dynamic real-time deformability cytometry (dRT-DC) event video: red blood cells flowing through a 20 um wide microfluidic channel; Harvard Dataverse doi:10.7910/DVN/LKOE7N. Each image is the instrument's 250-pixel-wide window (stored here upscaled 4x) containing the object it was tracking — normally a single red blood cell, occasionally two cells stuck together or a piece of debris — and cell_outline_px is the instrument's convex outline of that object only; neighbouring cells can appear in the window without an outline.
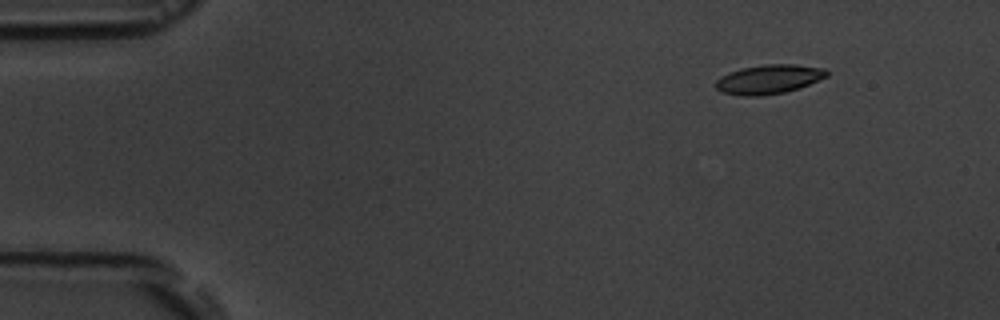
{"species": "common noctule bat (a hibernating species)", "species_latin": "Nyctalus noctula", "temperature_condition": "room temperature", "stored_images_in_passage": 6, "camera_frame_rate_fps": 3000, "um_per_image_px": 0.085, "animal": {"sex": "male", "body_mass_g": 19.5, "forearm_length_mm": 54.6}, "frame": {"image": 1, "passage_image": 2, "time_ms": 1.333, "image_size_px": [1000, 320], "cell_outline_px": [[828, 76], [800, 88], [784, 92], [764, 96], [740, 96], [720, 92], [716, 88], [716, 80], [720, 76], [744, 68], [764, 64], [796, 64], [824, 68], [828, 72]], "centroid_in_image_um": [65.36, 6.75], "position_along_channel_um": 19.6, "area_um2": 18.96}}
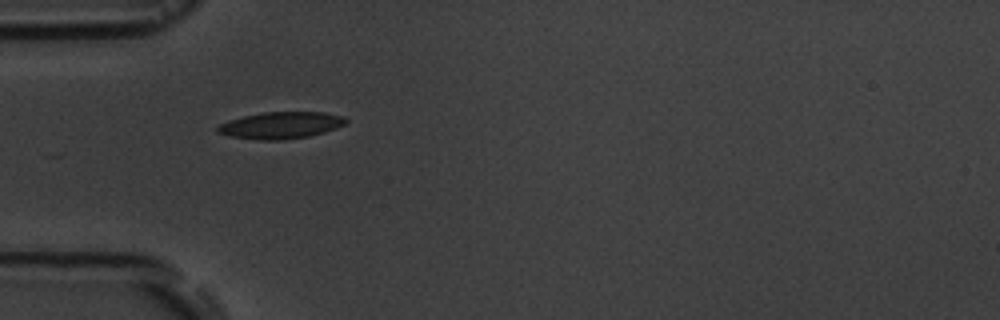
{"frame": {"image": 2, "passage_image": 5, "time_ms": 5.0, "image_size_px": [1000, 320], "cell_outline_px": [[348, 120], [344, 124], [336, 128], [324, 132], [308, 136], [284, 140], [260, 140], [228, 136], [216, 132], [216, 128], [220, 124], [228, 120], [244, 116], [264, 112], [324, 112], [344, 116]], "centroid_in_image_um": [23.85, 10.65], "position_along_channel_um": 61.1, "area_um2": 20.06}}
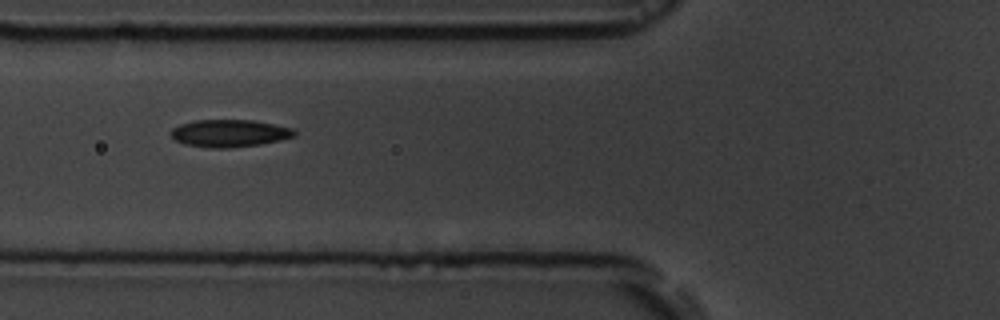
{"frame": {"image": 3, "passage_image": 6, "time_ms": 6.333, "image_size_px": [1000, 320], "cell_outline_px": [[296, 136], [280, 140], [260, 144], [232, 148], [208, 148], [184, 144], [176, 140], [172, 136], [172, 128], [180, 124], [196, 120], [252, 120], [276, 124], [296, 128]], "centroid_in_image_um": [19.56, 11.33], "position_along_channel_um": 106.2, "area_um2": 19.88}}